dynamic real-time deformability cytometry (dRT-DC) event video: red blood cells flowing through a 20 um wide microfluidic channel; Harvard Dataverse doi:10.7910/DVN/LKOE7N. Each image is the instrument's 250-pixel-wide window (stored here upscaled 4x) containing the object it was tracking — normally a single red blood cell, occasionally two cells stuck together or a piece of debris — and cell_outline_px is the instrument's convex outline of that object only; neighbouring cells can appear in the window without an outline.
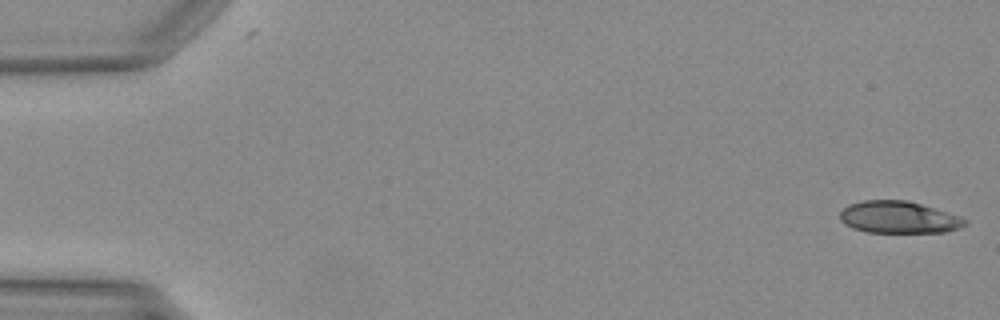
{"species": "Egyptian fruit bat (a non-hibernating species)", "species_latin": "Rousettus aegyptiacus", "temperature_condition": "warm", "stored_images_in_passage": 31, "camera_frame_rate_fps": 3000, "um_per_image_px": 0.085, "animal": {"sex": "female"}, "frame": {"image": 1, "passage_image": 1, "time_ms": 0.0, "image_size_px": [1000, 320], "cell_outline_px": [[968, 224], [944, 232], [864, 232], [852, 228], [844, 224], [840, 220], [840, 212], [848, 204], [864, 200], [908, 200], [968, 220]], "centroid_in_image_um": [76.31, 18.47], "position_along_channel_um": 8.7, "area_um2": 23.06}}
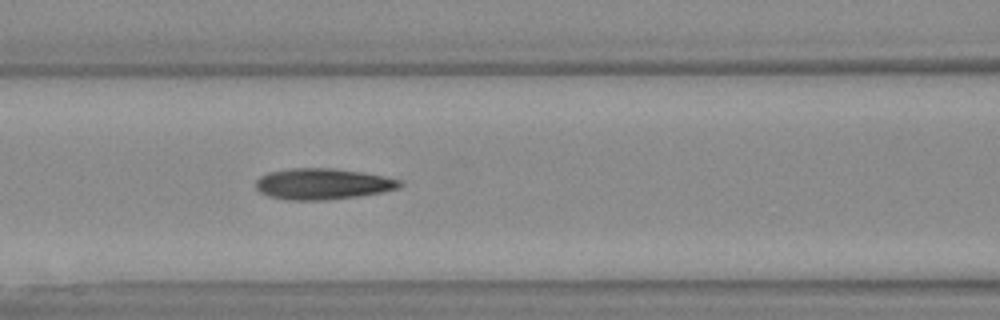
{"frame": {"image": 2, "passage_image": 21, "time_ms": 6.667, "image_size_px": [1000, 320], "cell_outline_px": [[404, 184], [400, 188], [380, 192], [356, 196], [328, 200], [288, 200], [268, 196], [260, 192], [256, 188], [256, 180], [260, 176], [268, 172], [292, 168], [332, 168], [360, 172], [400, 180]], "centroid_in_image_um": [27.38, 15.64], "position_along_channel_um": 139.2, "area_um2": 25.89}}
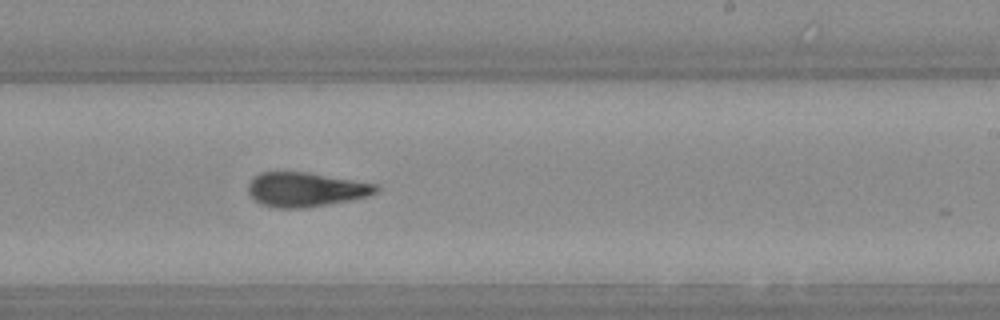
{"frame": {"image": 3, "passage_image": 30, "time_ms": 9.667, "image_size_px": [1000, 320], "cell_outline_px": [[376, 192], [368, 196], [352, 200], [304, 208], [276, 208], [260, 204], [248, 192], [248, 184], [260, 172], [308, 172], [376, 184]], "centroid_in_image_um": [25.96, 16.11], "position_along_channel_um": 263.0, "area_um2": 25.37}}